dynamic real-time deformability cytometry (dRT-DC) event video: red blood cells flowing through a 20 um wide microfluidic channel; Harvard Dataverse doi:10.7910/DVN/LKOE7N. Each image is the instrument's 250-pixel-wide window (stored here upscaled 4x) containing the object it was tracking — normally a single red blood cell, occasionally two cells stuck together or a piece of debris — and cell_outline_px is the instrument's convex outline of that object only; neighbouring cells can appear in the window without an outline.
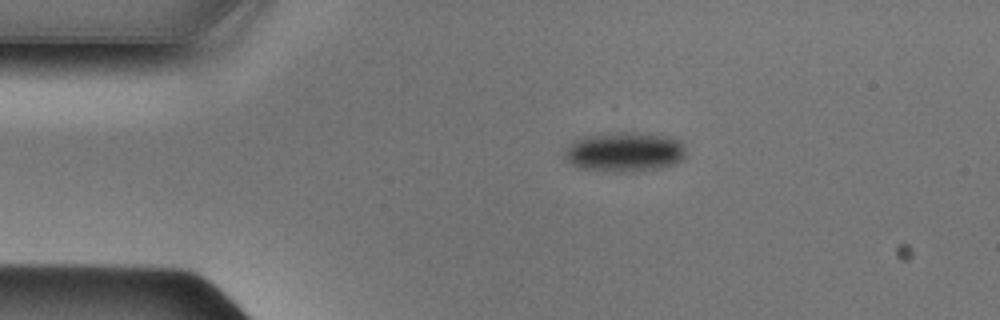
{"species": "Egyptian fruit bat (a non-hibernating species)", "species_latin": "Rousettus aegyptiacus", "temperature_condition": "cold", "stored_images_in_passage": 40, "camera_frame_rate_fps": 3000, "um_per_image_px": 0.085, "animal": {"sex": "male"}, "frame": {"image": 1, "passage_image": 1, "time_ms": 0.0, "image_size_px": [1000, 320], "cell_outline_px": [[684, 156], [676, 164], [660, 168], [640, 172], [616, 172], [580, 168], [564, 160], [564, 148], [572, 140], [580, 136], [624, 132], [636, 132], [668, 136], [680, 140], [684, 144]], "centroid_in_image_um": [53.05, 12.91], "position_along_channel_um": 32.0, "area_um2": 28.61}}
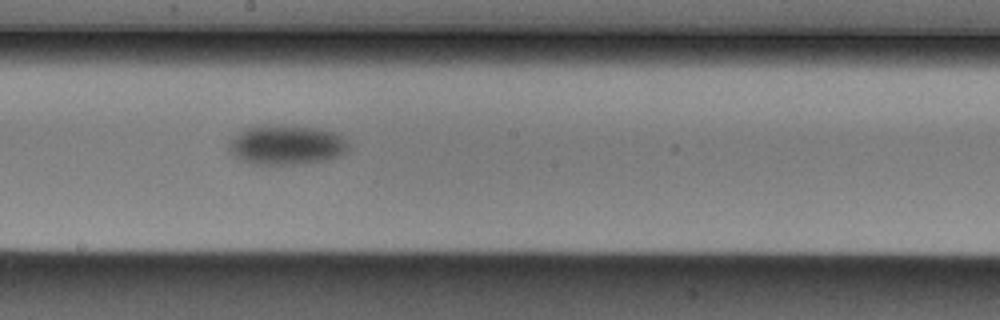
{"frame": {"image": 2, "passage_image": 18, "time_ms": 5.667, "image_size_px": [1000, 320], "cell_outline_px": [[348, 148], [340, 156], [328, 160], [296, 164], [252, 164], [240, 160], [228, 152], [228, 144], [244, 128], [316, 128], [336, 132], [344, 136], [348, 144]], "centroid_in_image_um": [24.38, 12.38], "position_along_channel_um": 223.8, "area_um2": 26.76}}
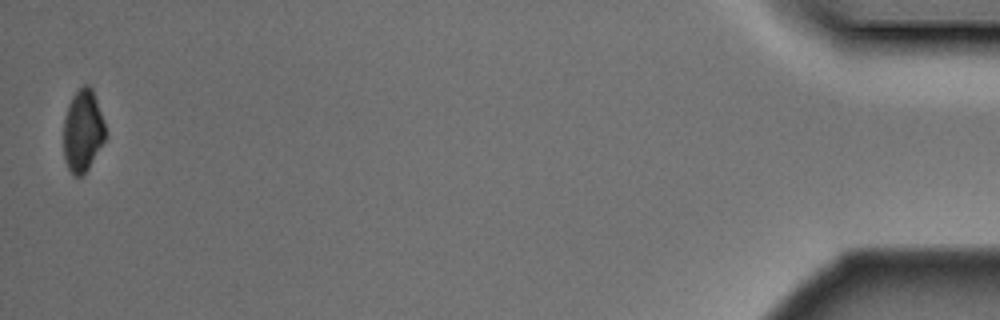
{"frame": {"image": 3, "passage_image": 40, "time_ms": 13.0, "image_size_px": [1000, 320], "cell_outline_px": [[104, 140], [84, 176], [72, 176], [64, 160], [64, 120], [68, 104], [72, 96], [84, 84], [88, 84], [92, 88], [104, 124]], "centroid_in_image_um": [7.0, 11.15], "position_along_channel_um": 428.2, "area_um2": 19.77}}